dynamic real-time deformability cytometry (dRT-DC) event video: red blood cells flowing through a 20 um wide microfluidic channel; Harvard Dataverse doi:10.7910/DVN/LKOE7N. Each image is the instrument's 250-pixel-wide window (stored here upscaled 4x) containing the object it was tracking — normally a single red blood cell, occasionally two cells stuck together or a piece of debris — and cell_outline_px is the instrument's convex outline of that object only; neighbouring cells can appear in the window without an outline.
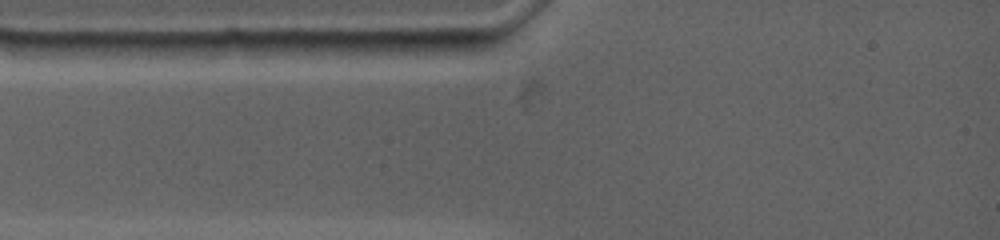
{"species": "common noctule bat (a hibernating species)", "species_latin": "Nyctalus noctula", "temperature_condition": "warm", "stored_images_in_passage": 3, "camera_frame_rate_fps": 4500, "um_per_image_px": 0.085, "animal": {"sex": "female", "body_mass_g": 19.0, "forearm_length_mm": 53.3}, "frame": {"image": 1, "passage_image": 1, "time_ms": 0.0, "image_size_px": [1000, 240], "cell_outline_px": [[480, 48], [436, 56], [416, 56], [320, 52], [316, 40], [480, 40]], "centroid_in_image_um": [33.84, 3.99], "position_along_channel_um": 51.2, "area_um2": 16.01}}